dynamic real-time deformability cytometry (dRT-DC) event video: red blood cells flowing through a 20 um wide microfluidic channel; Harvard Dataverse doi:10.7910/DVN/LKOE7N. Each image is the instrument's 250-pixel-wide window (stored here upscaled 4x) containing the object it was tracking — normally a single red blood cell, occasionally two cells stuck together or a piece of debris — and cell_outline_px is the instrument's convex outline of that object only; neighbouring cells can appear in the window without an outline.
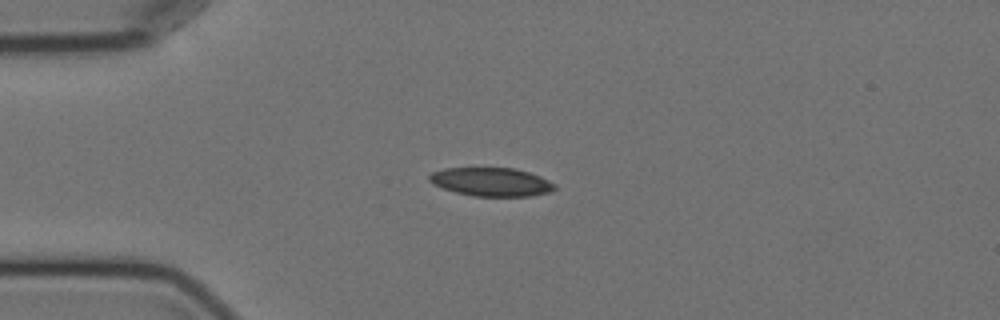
{"species": "Egyptian fruit bat (a non-hibernating species)", "species_latin": "Rousettus aegyptiacus", "temperature_condition": "cold", "stored_images_in_passage": 1, "camera_frame_rate_fps": 3000, "um_per_image_px": 0.085, "animal": {"sex": "female"}, "frame": {"image": 1, "passage_image": 1, "time_ms": 0.0, "image_size_px": [1000, 320], "cell_outline_px": [[556, 188], [548, 192], [532, 196], [472, 196], [456, 192], [432, 184], [428, 180], [428, 176], [432, 172], [444, 168], [516, 168], [540, 176], [556, 184]], "centroid_in_image_um": [41.75, 15.46], "position_along_channel_um": 43.3, "area_um2": 20.87}}